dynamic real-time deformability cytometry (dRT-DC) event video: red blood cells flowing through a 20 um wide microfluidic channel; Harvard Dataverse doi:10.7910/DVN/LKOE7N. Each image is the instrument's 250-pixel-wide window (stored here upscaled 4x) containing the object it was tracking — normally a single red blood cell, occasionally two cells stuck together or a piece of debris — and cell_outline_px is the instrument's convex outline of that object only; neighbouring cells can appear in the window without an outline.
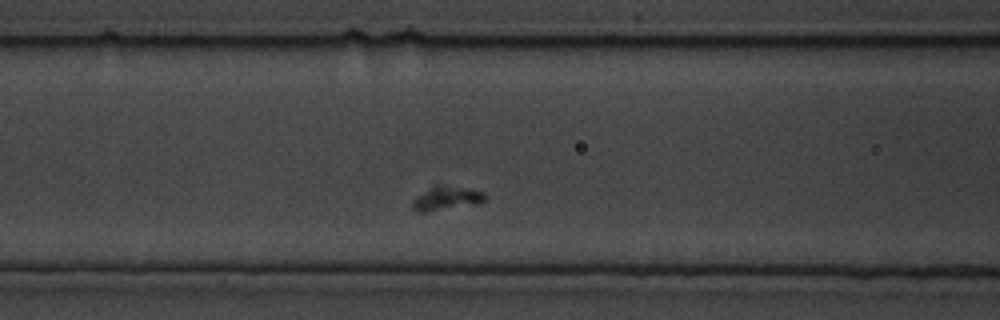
{"species": "common noctule bat (a hibernating species)", "species_latin": "Nyctalus noctula", "temperature_condition": "cold", "stored_images_in_passage": 12, "camera_frame_rate_fps": 3000, "um_per_image_px": 0.085, "animal": {"sex": "male", "body_mass_g": 19.5, "forearm_length_mm": 54.6}, "frame": {"image": 1, "passage_image": 4, "time_ms": 1.0, "image_size_px": [1000, 320], "cell_outline_px": [[484, 200], [480, 204], [428, 212], [416, 212], [412, 208], [412, 200], [436, 184], [464, 188], [484, 192]], "centroid_in_image_um": [37.93, 16.88], "position_along_channel_um": 128.7, "area_um2": 10.06}}